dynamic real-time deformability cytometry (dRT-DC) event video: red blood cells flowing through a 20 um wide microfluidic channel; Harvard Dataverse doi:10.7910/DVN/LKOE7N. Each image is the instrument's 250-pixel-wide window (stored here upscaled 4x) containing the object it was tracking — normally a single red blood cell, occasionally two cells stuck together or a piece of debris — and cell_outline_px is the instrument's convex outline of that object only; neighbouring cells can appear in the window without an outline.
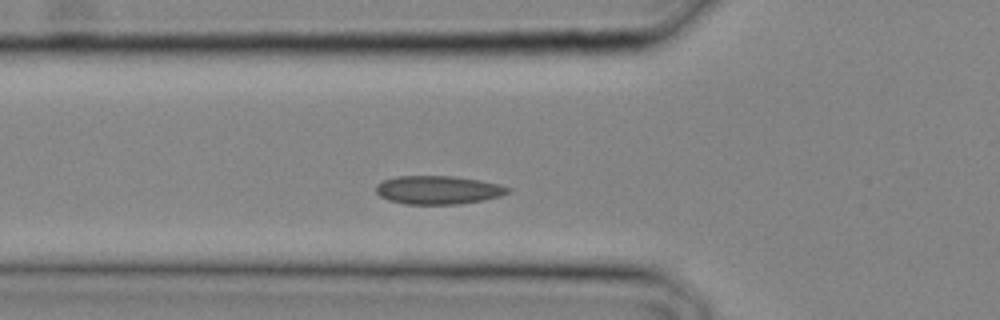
{"species": "common noctule bat (a hibernating species)", "species_latin": "Nyctalus noctula", "temperature_condition": "cold", "stored_images_in_passage": 18, "camera_frame_rate_fps": 3000, "um_per_image_px": 0.085, "animal": {"sex": "male", "body_mass_g": 20.4}, "frame": {"image": 1, "passage_image": 6, "time_ms": 1.667, "image_size_px": [1000, 320], "cell_outline_px": [[512, 192], [500, 196], [484, 200], [460, 204], [404, 204], [388, 200], [380, 196], [376, 192], [376, 184], [384, 180], [396, 176], [452, 176], [480, 180], [500, 184], [512, 188]], "centroid_in_image_um": [37.27, 16.15], "position_along_channel_um": 88.5, "area_um2": 22.08}}
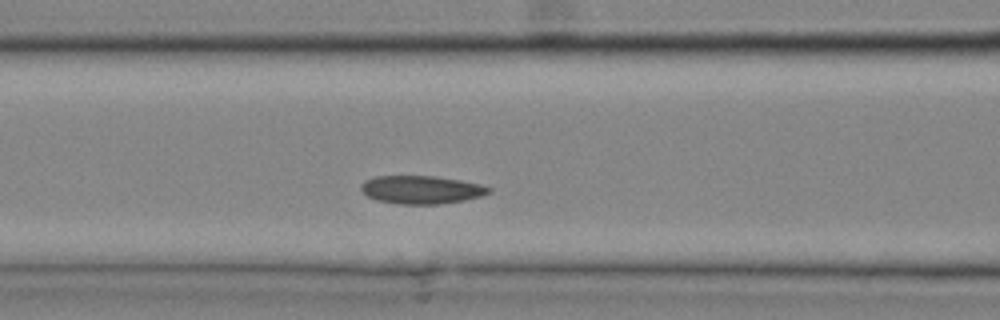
{"frame": {"image": 2, "passage_image": 8, "time_ms": 2.333, "image_size_px": [1000, 320], "cell_outline_px": [[492, 192], [480, 196], [464, 200], [440, 204], [400, 204], [376, 200], [368, 196], [360, 188], [360, 184], [364, 180], [376, 176], [436, 176], [460, 180], [480, 184], [492, 188]], "centroid_in_image_um": [35.81, 16.12], "position_along_channel_um": 130.8, "area_um2": 20.98}}